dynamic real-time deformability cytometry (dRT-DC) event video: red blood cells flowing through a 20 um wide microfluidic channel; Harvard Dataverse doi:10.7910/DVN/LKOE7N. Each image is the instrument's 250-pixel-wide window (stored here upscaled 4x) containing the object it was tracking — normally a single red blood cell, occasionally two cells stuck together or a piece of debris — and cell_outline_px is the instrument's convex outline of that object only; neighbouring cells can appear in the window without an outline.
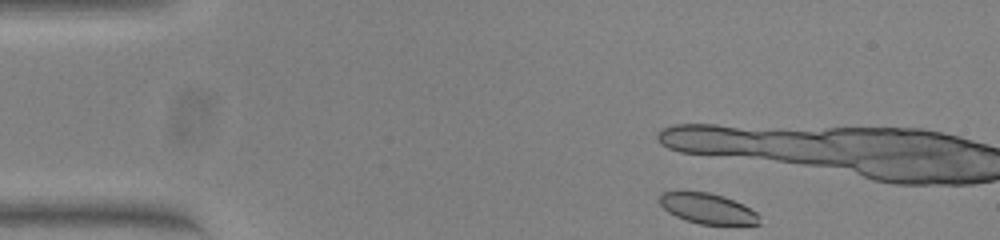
{"species": "common noctule bat (a hibernating species)", "species_latin": "Nyctalus noctula", "temperature_condition": "warm", "stored_images_in_passage": 6, "camera_frame_rate_fps": 3000, "um_per_image_px": 0.085, "animal": {"sex": "female", "body_mass_g": 23.0, "forearm_length_mm": 53.4}, "frame": {"image": 1, "passage_image": 1, "time_ms": 0.0, "image_size_px": [1000, 240], "cell_outline_px": [[760, 224], [700, 224], [684, 220], [668, 212], [660, 204], [660, 196], [664, 192], [708, 192], [724, 196], [756, 212], [760, 216]], "centroid_in_image_um": [60.14, 17.74], "position_along_channel_um": 24.9, "area_um2": 17.34}}